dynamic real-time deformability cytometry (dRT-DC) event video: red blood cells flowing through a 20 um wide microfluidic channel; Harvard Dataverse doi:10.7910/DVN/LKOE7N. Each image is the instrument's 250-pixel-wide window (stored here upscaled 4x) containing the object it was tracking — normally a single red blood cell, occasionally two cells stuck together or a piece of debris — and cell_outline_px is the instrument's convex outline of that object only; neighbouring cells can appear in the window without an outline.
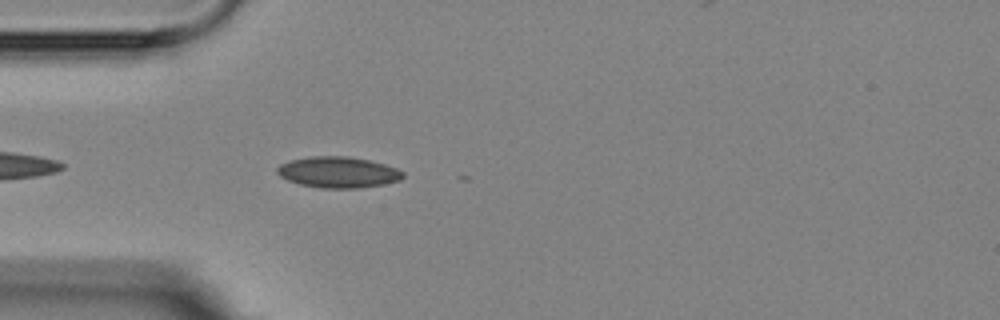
{"species": "Egyptian fruit bat (a non-hibernating species)", "species_latin": "Rousettus aegyptiacus", "temperature_condition": "room temperature", "stored_images_in_passage": 3, "camera_frame_rate_fps": 3000, "um_per_image_px": 0.085, "animal": {"sex": "female"}, "frame": {"image": 1, "passage_image": 3, "time_ms": 2.333, "image_size_px": [1000, 320], "cell_outline_px": [[404, 176], [400, 180], [384, 184], [360, 188], [320, 188], [300, 184], [288, 180], [280, 176], [276, 172], [276, 168], [280, 164], [292, 160], [312, 156], [348, 156], [368, 160], [384, 164], [396, 168], [404, 172]], "centroid_in_image_um": [28.75, 14.64], "position_along_channel_um": 56.3, "area_um2": 22.72}}